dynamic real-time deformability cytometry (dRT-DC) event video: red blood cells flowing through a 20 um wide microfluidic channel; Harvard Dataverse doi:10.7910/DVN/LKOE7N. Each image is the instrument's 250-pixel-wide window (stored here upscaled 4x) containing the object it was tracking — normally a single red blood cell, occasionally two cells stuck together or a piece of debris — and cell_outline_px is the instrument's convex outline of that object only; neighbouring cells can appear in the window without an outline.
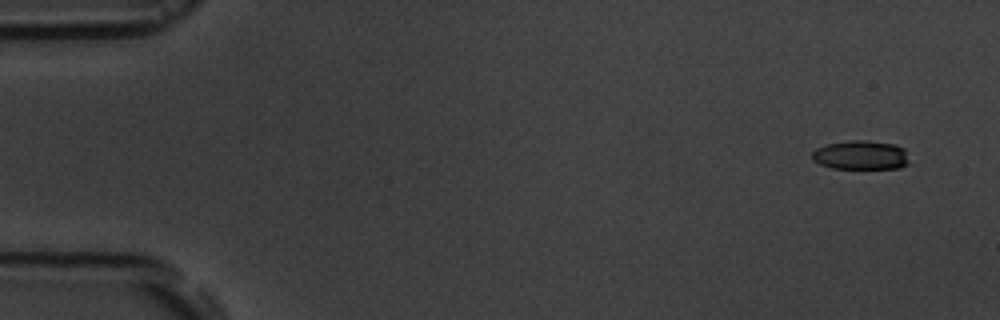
{"species": "common noctule bat (a hibernating species)", "species_latin": "Nyctalus noctula", "temperature_condition": "room temperature", "stored_images_in_passage": 4, "camera_frame_rate_fps": 3000, "um_per_image_px": 0.085, "animal": {"sex": "male", "body_mass_g": 19.5, "forearm_length_mm": 54.6}, "frame": {"image": 1, "passage_image": 1, "time_ms": 0.0, "image_size_px": [1000, 320], "cell_outline_px": [[908, 164], [900, 168], [832, 168], [820, 164], [812, 160], [812, 152], [816, 148], [828, 144], [848, 140], [864, 140], [896, 144], [904, 148], [908, 160]], "centroid_in_image_um": [73.17, 13.18], "position_along_channel_um": 11.8, "area_um2": 16.47}}